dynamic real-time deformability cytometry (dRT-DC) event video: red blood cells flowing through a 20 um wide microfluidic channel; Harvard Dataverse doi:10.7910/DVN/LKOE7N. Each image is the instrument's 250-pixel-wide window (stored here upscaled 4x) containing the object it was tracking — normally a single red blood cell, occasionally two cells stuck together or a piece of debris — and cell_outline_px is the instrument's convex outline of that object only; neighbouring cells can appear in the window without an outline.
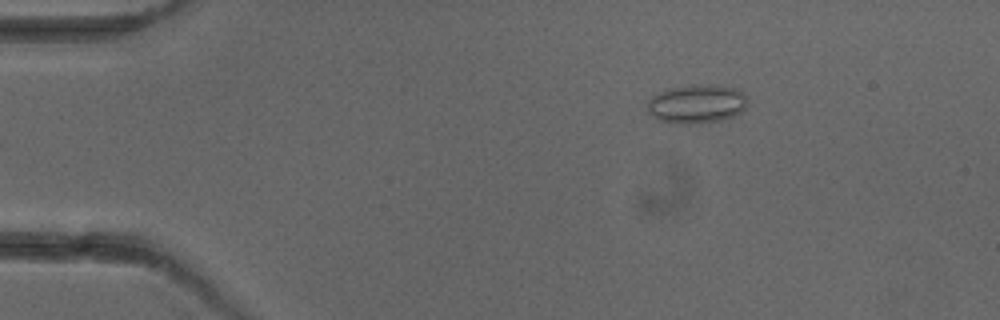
{"species": "common noctule bat (a hibernating species)", "species_latin": "Nyctalus noctula", "temperature_condition": "cold", "stored_images_in_passage": 2, "camera_frame_rate_fps": 3000, "um_per_image_px": 0.085, "animal": {"sex": "female"}, "frame": {"image": 1, "passage_image": 2, "time_ms": 1.0, "image_size_px": [1000, 320], "cell_outline_px": [[748, 104], [736, 116], [720, 120], [688, 124], [676, 124], [660, 120], [652, 116], [648, 112], [648, 100], [652, 96], [668, 88], [692, 84], [708, 84], [736, 88], [748, 100]], "centroid_in_image_um": [59.21, 8.83], "position_along_channel_um": 25.8, "area_um2": 22.72}}